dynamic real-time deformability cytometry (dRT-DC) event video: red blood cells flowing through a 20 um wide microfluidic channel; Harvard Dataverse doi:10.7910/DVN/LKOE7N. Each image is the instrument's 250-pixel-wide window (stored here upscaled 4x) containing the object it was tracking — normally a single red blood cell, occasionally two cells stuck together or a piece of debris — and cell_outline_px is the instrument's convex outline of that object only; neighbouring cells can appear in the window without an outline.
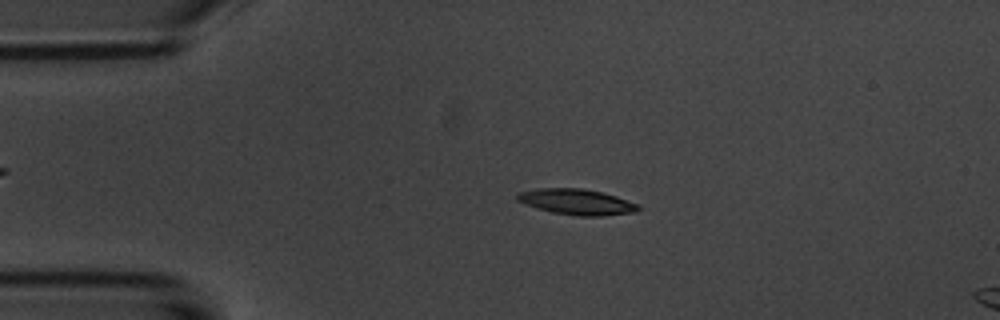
{"species": "common noctule bat (a hibernating species)", "species_latin": "Nyctalus noctula", "temperature_condition": "room temperature", "stored_images_in_passage": 54, "camera_frame_rate_fps": 3000, "um_per_image_px": 0.085, "animal": {"sex": "male", "body_mass_g": 20.1, "forearm_length_mm": 53.5}, "frame": {"image": 1, "passage_image": 11, "time_ms": 3.333, "image_size_px": [1000, 320], "cell_outline_px": [[640, 208], [636, 212], [600, 216], [576, 216], [552, 212], [536, 208], [516, 200], [516, 192], [536, 188], [584, 188], [616, 196], [640, 204]], "centroid_in_image_um": [49.0, 17.15], "position_along_channel_um": 36.0, "area_um2": 18.32}}
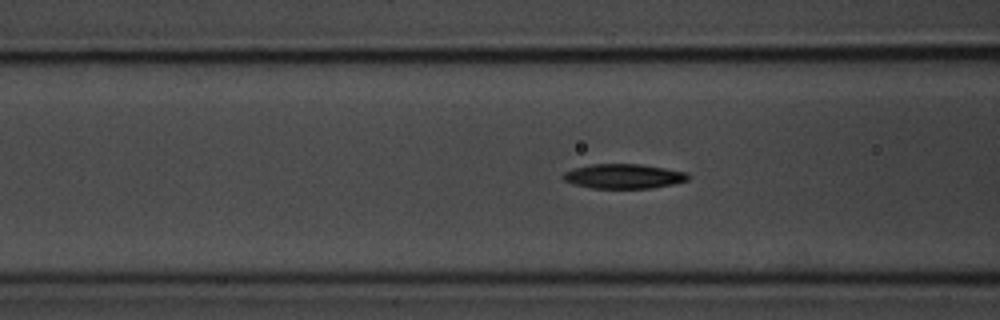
{"frame": {"image": 2, "passage_image": 20, "time_ms": 6.333, "image_size_px": [1000, 320], "cell_outline_px": [[688, 180], [672, 184], [652, 188], [592, 188], [576, 184], [564, 180], [560, 176], [564, 172], [572, 168], [592, 164], [640, 164], [688, 172]], "centroid_in_image_um": [52.99, 14.97], "position_along_channel_um": 113.6, "area_um2": 17.86}}
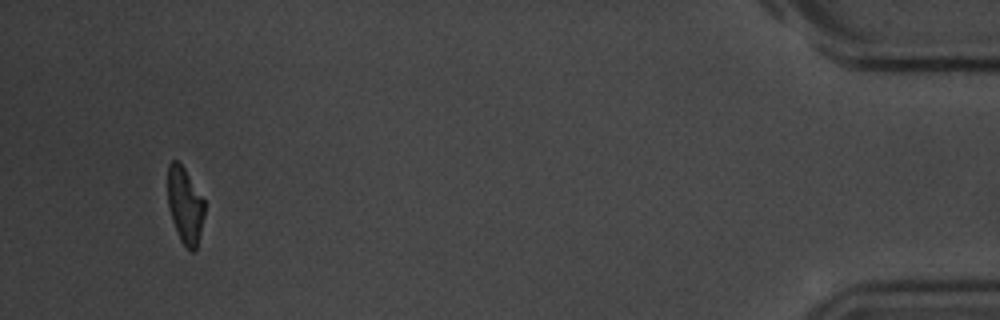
{"frame": {"image": 3, "passage_image": 51, "time_ms": 16.667, "image_size_px": [1000, 320], "cell_outline_px": [[204, 216], [196, 248], [192, 252], [180, 240], [172, 220], [168, 204], [168, 164], [172, 160], [180, 160], [204, 200]], "centroid_in_image_um": [15.71, 17.4], "position_along_channel_um": 419.5, "area_um2": 16.24}, "authors_computed_cell_mechanics": {"area_um2": 17.8602, "velocity_mm_per_s": 3.6958, "shape_relaxation_time_tau1_ms": 3.5552, "shape_relaxation_time_tau2_ms": 6.7607, "deformation_change_tau1": 0.1413, "deformation_change_tau2": 0.1505}}